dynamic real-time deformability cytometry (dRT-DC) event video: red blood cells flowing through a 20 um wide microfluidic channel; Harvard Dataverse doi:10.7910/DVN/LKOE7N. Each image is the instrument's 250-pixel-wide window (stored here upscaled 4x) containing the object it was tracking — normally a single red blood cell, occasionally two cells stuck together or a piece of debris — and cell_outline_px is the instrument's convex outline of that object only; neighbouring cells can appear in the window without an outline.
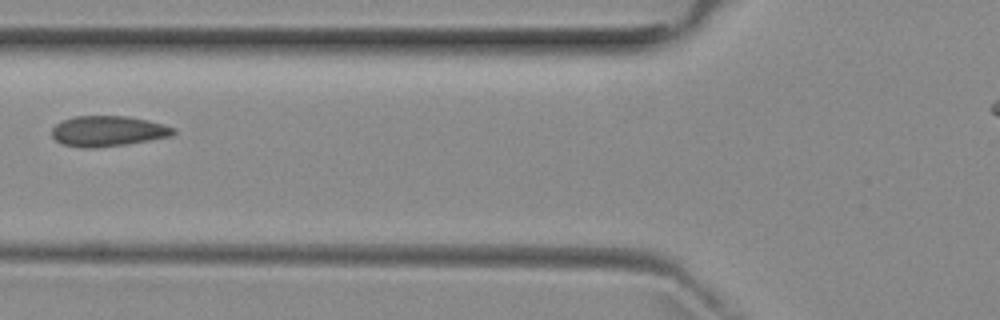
{"species": "common noctule bat (a hibernating species)", "species_latin": "Nyctalus noctula", "temperature_condition": "room temperature", "stored_images_in_passage": 4, "camera_frame_rate_fps": 3000, "um_per_image_px": 0.085, "animal": {"sex": "female", "body_mass_g": 29.2, "forearm_length_mm": 56.3}, "frame": {"image": 1, "passage_image": 4, "time_ms": 3.667, "image_size_px": [1000, 320], "cell_outline_px": [[176, 132], [172, 136], [128, 144], [96, 148], [80, 148], [60, 144], [52, 136], [52, 128], [56, 124], [64, 120], [76, 116], [128, 116], [148, 120], [164, 124], [176, 128]], "centroid_in_image_um": [9.19, 11.15], "position_along_channel_um": 116.6, "area_um2": 21.85}}